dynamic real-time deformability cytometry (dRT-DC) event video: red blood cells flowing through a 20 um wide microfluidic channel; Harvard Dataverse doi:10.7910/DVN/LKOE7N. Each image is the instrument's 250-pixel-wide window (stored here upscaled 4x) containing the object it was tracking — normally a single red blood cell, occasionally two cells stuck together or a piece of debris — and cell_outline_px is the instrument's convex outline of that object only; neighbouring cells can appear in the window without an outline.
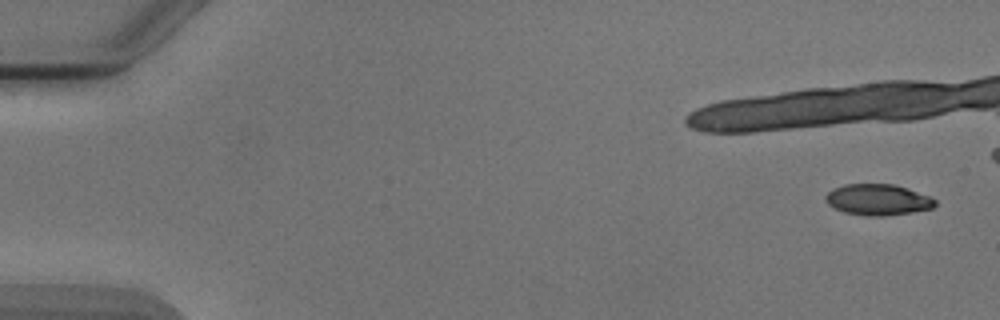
{"species": "Egyptian fruit bat (a non-hibernating species)", "species_latin": "Rousettus aegyptiacus", "temperature_condition": "cold", "stored_images_in_passage": 7, "camera_frame_rate_fps": 3000, "um_per_image_px": 0.085, "animal": {"sex": "male"}, "frame": {"image": 1, "passage_image": 1, "time_ms": 0.0, "image_size_px": [1000, 320], "cell_outline_px": [[936, 204], [932, 208], [912, 212], [884, 216], [864, 216], [844, 212], [828, 204], [824, 200], [824, 196], [832, 188], [844, 184], [892, 184], [908, 188], [928, 196], [936, 200]], "centroid_in_image_um": [74.58, 16.97], "position_along_channel_um": 10.4, "area_um2": 19.88}}